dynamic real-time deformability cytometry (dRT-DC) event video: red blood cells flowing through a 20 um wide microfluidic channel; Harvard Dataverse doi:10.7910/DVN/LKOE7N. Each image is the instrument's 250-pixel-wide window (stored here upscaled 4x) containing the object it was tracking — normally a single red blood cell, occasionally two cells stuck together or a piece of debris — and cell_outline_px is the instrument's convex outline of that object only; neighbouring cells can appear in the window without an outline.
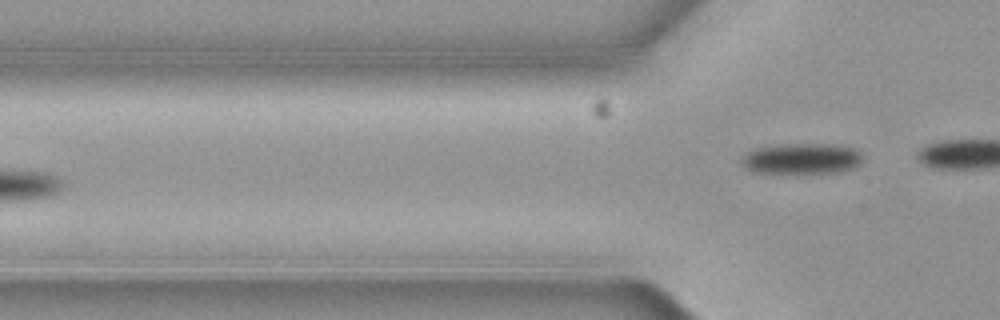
{"species": "common noctule bat (a hibernating species)", "species_latin": "Nyctalus noctula", "temperature_condition": "cold", "stored_images_in_passage": 2, "camera_frame_rate_fps": 3000, "um_per_image_px": 0.085, "animal": {"sex": "female", "body_mass_g": 19.3, "forearm_length_mm": 54.1}, "frame": {"image": 1, "passage_image": 2, "time_ms": 0.333, "image_size_px": [1000, 320], "cell_outline_px": [[860, 164], [856, 168], [844, 172], [784, 176], [756, 172], [748, 168], [740, 160], [748, 152], [756, 148], [784, 144], [828, 144], [852, 148], [860, 156]], "centroid_in_image_um": [68.13, 13.55], "position_along_channel_um": 57.7, "area_um2": 22.37}}